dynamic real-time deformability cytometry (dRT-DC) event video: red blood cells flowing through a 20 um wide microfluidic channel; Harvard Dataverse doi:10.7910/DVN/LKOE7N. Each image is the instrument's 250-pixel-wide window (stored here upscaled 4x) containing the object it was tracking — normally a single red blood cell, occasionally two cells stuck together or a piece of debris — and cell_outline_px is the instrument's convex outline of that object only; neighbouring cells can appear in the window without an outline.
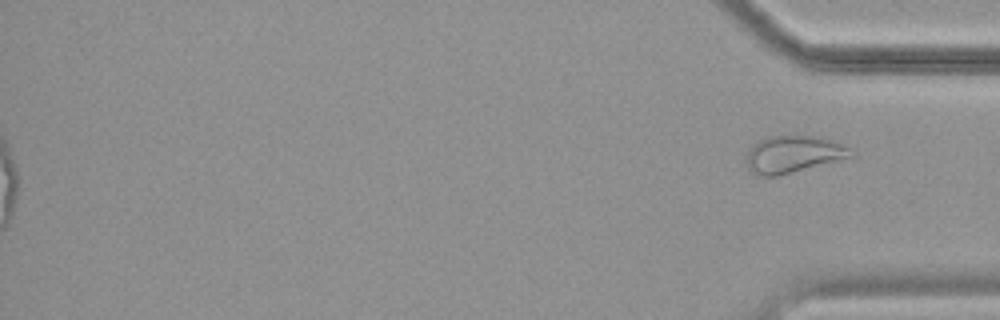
{"species": "common noctule bat (a hibernating species)", "species_latin": "Nyctalus noctula", "temperature_condition": "cold", "stored_images_in_passage": 52, "segment_of_instrument_passage": [2, 2], "camera_frame_rate_fps": 3000, "um_per_image_px": 0.085, "animal": {"sex": "female", "body_mass_g": 19.9}, "frame": {"image": 1, "passage_image": 52, "time_ms": 17.0, "image_size_px": [1000, 320], "cell_outline_px": [[856, 156], [776, 176], [760, 176], [752, 172], [748, 168], [748, 148], [756, 140], [768, 136], [824, 136], [852, 148], [856, 152]], "centroid_in_image_um": [67.49, 13.09], "position_along_channel_um": 367.7, "area_um2": 22.89}}